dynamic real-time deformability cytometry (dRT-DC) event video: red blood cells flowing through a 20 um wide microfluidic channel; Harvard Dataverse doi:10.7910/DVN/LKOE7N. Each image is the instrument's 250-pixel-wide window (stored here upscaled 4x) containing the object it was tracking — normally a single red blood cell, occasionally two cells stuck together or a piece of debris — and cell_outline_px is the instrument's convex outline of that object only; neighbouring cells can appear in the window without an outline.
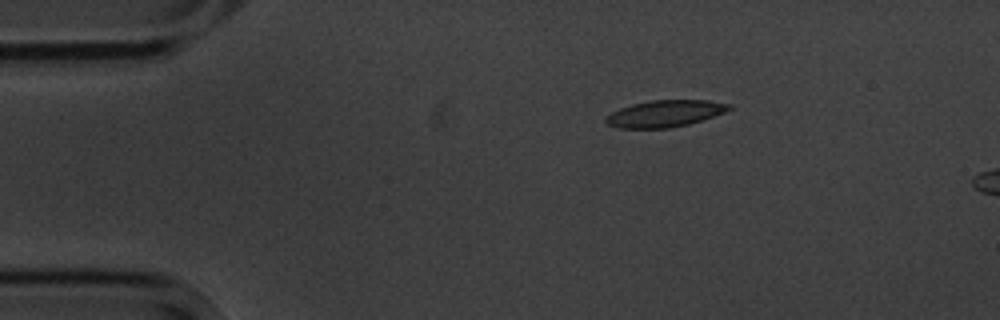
{"species": "common noctule bat (a hibernating species)", "species_latin": "Nyctalus noctula", "temperature_condition": "cold", "stored_images_in_passage": 3, "camera_frame_rate_fps": 3000, "um_per_image_px": 0.085, "animal": {"sex": "male", "body_mass_g": 20.1, "forearm_length_mm": 53.5}, "frame": {"image": 1, "passage_image": 1, "time_ms": 0.0, "image_size_px": [1000, 320], "cell_outline_px": [[732, 108], [724, 112], [688, 124], [672, 128], [616, 128], [608, 124], [604, 120], [604, 116], [620, 108], [632, 104], [652, 100], [708, 100], [732, 104]], "centroid_in_image_um": [56.49, 9.65], "position_along_channel_um": 28.5, "area_um2": 19.19}}